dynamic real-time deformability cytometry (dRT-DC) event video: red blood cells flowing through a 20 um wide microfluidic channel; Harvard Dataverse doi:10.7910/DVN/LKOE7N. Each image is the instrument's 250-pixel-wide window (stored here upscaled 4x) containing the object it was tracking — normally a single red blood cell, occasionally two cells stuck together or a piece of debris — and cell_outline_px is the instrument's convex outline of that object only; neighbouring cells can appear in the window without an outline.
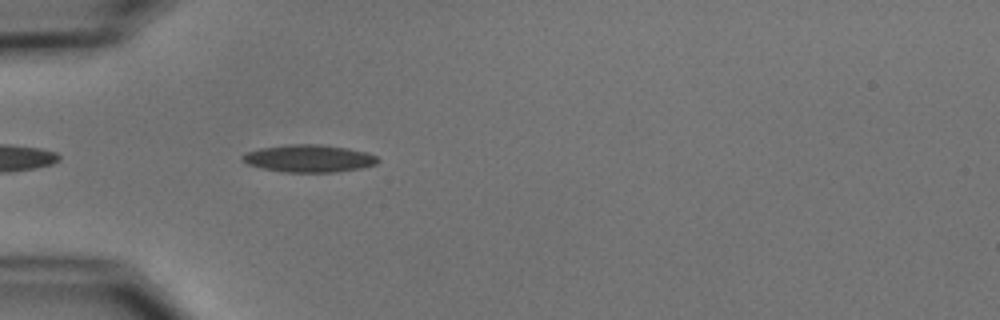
{"species": "common noctule bat (a hibernating species)", "species_latin": "Nyctalus noctula", "temperature_condition": "cold", "stored_images_in_passage": 2, "camera_frame_rate_fps": 3000, "um_per_image_px": 0.085, "animal": {"sex": "male", "body_mass_g": 15.6}, "frame": {"image": 1, "passage_image": 2, "time_ms": 1.333, "image_size_px": [1000, 320], "cell_outline_px": [[380, 160], [376, 164], [360, 168], [336, 172], [288, 172], [264, 168], [248, 164], [240, 160], [240, 156], [248, 152], [260, 148], [288, 144], [320, 144], [348, 148], [368, 152], [376, 156]], "centroid_in_image_um": [26.28, 13.46], "position_along_channel_um": 58.7, "area_um2": 21.62}}